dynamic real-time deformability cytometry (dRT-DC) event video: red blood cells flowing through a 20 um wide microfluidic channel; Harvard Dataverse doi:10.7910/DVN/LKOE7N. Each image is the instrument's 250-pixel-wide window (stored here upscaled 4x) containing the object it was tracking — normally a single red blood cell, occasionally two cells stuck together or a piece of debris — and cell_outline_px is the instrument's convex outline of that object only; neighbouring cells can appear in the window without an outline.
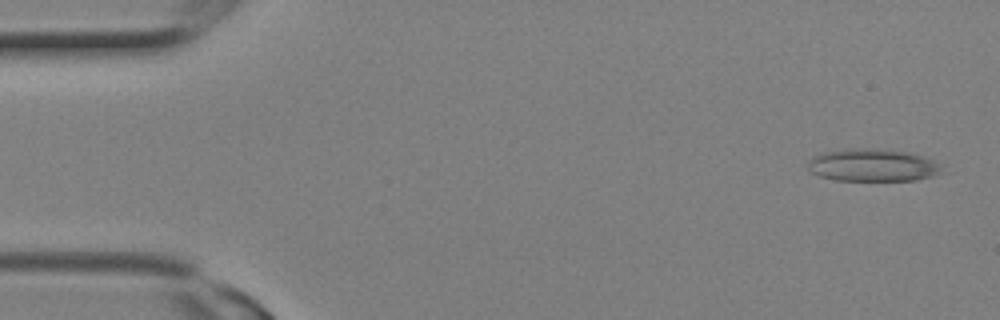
{"species": "Egyptian fruit bat (a non-hibernating species)", "species_latin": "Rousettus aegyptiacus", "temperature_condition": "room temperature", "stored_images_in_passage": 5, "camera_frame_rate_fps": 3000, "um_per_image_px": 0.085, "animal": {"sex": "female"}, "frame": {"image": 1, "passage_image": 1, "time_ms": 0.0, "image_size_px": [1000, 320], "cell_outline_px": [[940, 172], [932, 176], [916, 180], [836, 180], [820, 176], [808, 172], [808, 160], [812, 156], [820, 152], [844, 148], [872, 148], [908, 152], [924, 156], [932, 160], [940, 168]], "centroid_in_image_um": [74.07, 14.02], "position_along_channel_um": 10.9, "area_um2": 25.49}}